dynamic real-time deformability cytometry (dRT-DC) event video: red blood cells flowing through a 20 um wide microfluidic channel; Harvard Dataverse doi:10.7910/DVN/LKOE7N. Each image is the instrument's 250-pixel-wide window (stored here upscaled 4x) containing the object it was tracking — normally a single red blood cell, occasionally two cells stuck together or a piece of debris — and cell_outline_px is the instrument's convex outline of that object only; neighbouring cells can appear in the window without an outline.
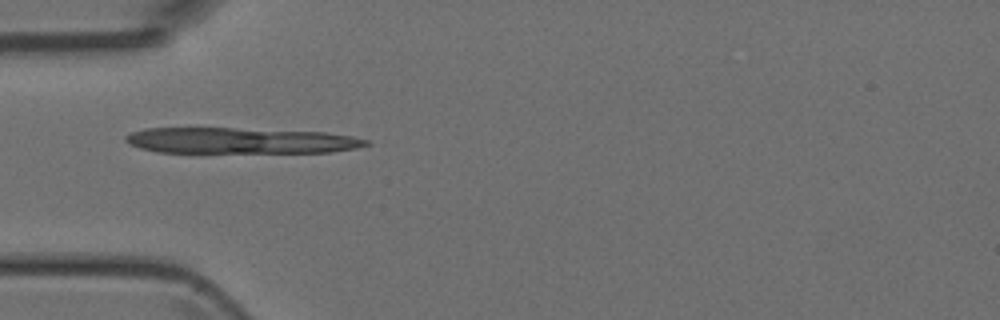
{"species": "Egyptian fruit bat (a non-hibernating species)", "species_latin": "Rousettus aegyptiacus", "temperature_condition": "room temperature", "stored_images_in_passage": 32, "segment_of_instrument_passage": [1, 2], "camera_frame_rate_fps": 3000, "um_per_image_px": 0.085, "animal": {"sex": "female"}, "frame": {"image": 1, "passage_image": 1, "time_ms": 0.0, "image_size_px": [1000, 320], "cell_outline_px": [[372, 144], [356, 148], [328, 152], [156, 152], [140, 148], [128, 144], [124, 140], [124, 136], [132, 132], [144, 128], [232, 128], [324, 132], [352, 136], [368, 140]], "centroid_in_image_um": [20.4, 11.95], "position_along_channel_um": 64.6, "area_um2": 36.24}}